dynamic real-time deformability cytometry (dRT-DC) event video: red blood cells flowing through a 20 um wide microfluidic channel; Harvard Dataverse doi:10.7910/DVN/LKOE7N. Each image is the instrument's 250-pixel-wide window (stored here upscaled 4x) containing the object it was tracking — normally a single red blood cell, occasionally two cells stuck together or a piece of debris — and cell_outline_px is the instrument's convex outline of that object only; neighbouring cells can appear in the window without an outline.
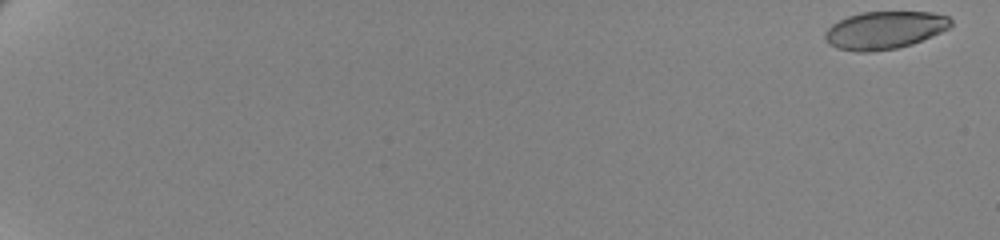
{"species": "human", "species_latin": "Homo sapiens", "temperature_condition": "cold", "stored_images_in_passage": 61, "camera_frame_rate_fps": 3000, "um_per_image_px": 0.085, "donor": {"sex": "female"}, "frame": {"image": 1, "passage_image": 1, "time_ms": 0.0, "image_size_px": [1000, 240], "cell_outline_px": [[952, 24], [948, 28], [940, 32], [912, 44], [896, 48], [872, 52], [856, 52], [836, 48], [828, 44], [824, 36], [824, 32], [832, 24], [848, 16], [860, 12], [932, 12], [948, 16], [952, 20]], "centroid_in_image_um": [75.16, 2.56], "position_along_channel_um": 9.8, "area_um2": 27.69}}
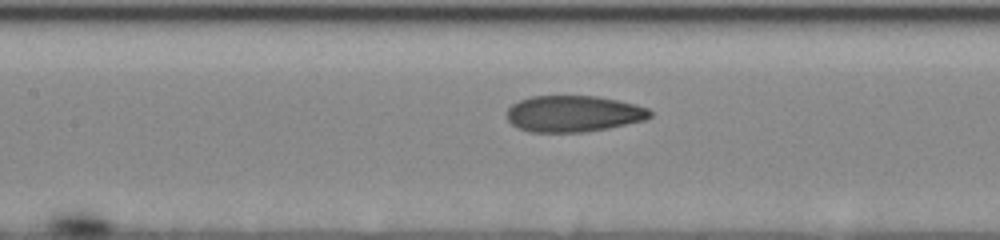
{"frame": {"image": 2, "passage_image": 33, "time_ms": 10.667, "image_size_px": [1000, 240], "cell_outline_px": [[652, 116], [648, 120], [608, 128], [584, 132], [528, 132], [512, 124], [508, 120], [508, 108], [512, 104], [520, 100], [532, 96], [596, 96], [636, 104], [648, 108], [652, 112]], "centroid_in_image_um": [48.79, 9.67], "position_along_channel_um": 158.6, "area_um2": 30.4}}
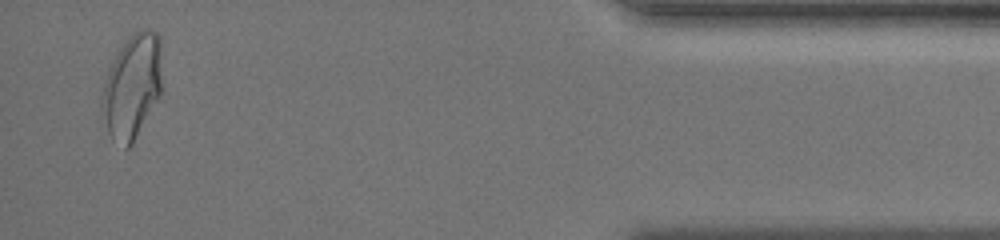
{"frame": {"image": 3, "passage_image": 60, "time_ms": 19.667, "image_size_px": [1000, 240], "cell_outline_px": [[164, 88], [160, 96], [132, 144], [128, 148], [124, 148], [112, 140], [108, 132], [100, 104], [100, 100], [104, 84], [108, 72], [120, 48], [128, 36], [144, 28], [156, 32], [160, 36]], "centroid_in_image_um": [11.28, 7.34], "position_along_channel_um": 423.9, "area_um2": 37.05}, "authors_computed_cell_mechanics": {"area_um2": 30.2872, "velocity_mm_per_s": 3.498, "shape_relaxation_time_tau1_ms": 5.315, "shape_relaxation_time_tau2_ms": 1.1811, "deformation_change_tau1": 0.1547, "deformation_change_tau2": 0.0741}}